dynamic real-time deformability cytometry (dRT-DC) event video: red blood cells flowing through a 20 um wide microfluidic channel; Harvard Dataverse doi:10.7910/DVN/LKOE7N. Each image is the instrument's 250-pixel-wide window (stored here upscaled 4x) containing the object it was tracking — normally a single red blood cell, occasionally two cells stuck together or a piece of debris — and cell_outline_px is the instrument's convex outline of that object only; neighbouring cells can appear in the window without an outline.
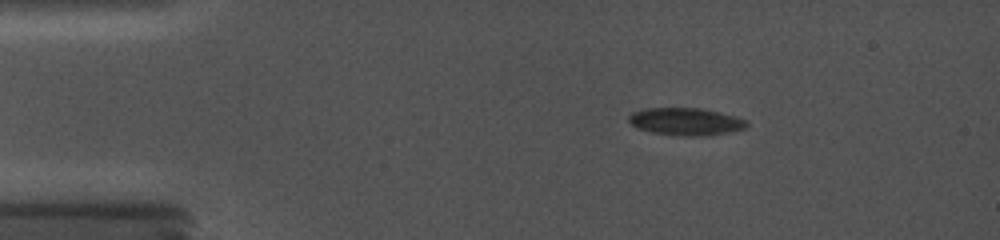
{"species": "common noctule bat (a hibernating species)", "species_latin": "Nyctalus noctula", "temperature_condition": "cold", "stored_images_in_passage": 9, "camera_frame_rate_fps": 5000, "um_per_image_px": 0.085, "animal": {"sex": "female", "body_mass_g": 19.0, "forearm_length_mm": 56.7}, "frame": {"image": 1, "passage_image": 3, "time_ms": 2.0, "image_size_px": [1000, 240], "cell_outline_px": [[748, 128], [708, 136], [684, 136], [652, 132], [636, 128], [628, 120], [628, 116], [632, 112], [644, 108], [700, 108], [720, 112], [736, 116], [748, 120]], "centroid_in_image_um": [58.32, 10.33], "position_along_channel_um": 26.7, "area_um2": 19.07}}
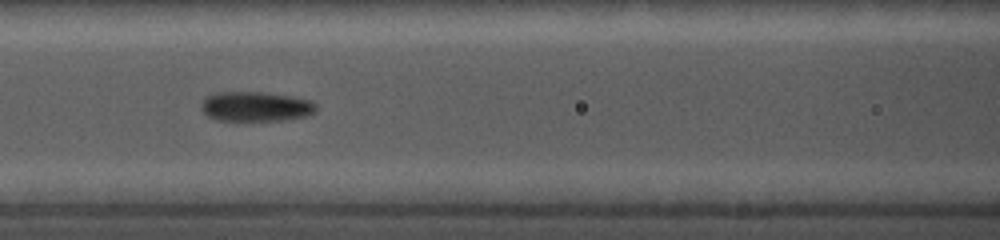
{"frame": {"image": 2, "passage_image": 8, "time_ms": 6.8, "image_size_px": [1000, 240], "cell_outline_px": [[316, 112], [308, 116], [284, 120], [236, 124], [216, 120], [208, 116], [200, 108], [204, 100], [208, 96], [216, 92], [260, 92], [292, 96], [312, 100], [316, 104]], "centroid_in_image_um": [21.74, 9.11], "position_along_channel_um": 144.9, "area_um2": 20.92}}
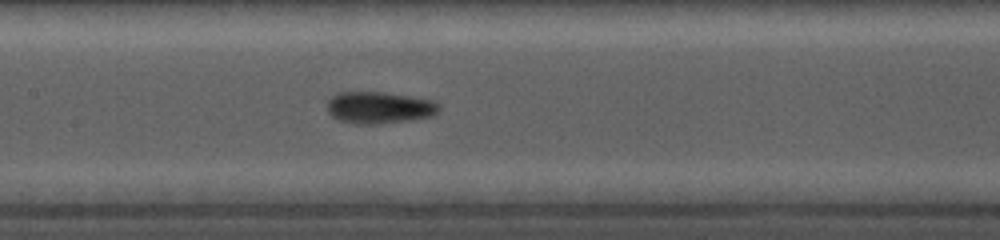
{"frame": {"image": 3, "passage_image": 9, "time_ms": 7.6, "image_size_px": [1000, 240], "cell_outline_px": [[440, 108], [432, 116], [412, 120], [380, 124], [352, 124], [340, 120], [332, 116], [328, 112], [328, 100], [336, 92], [384, 92], [432, 100], [440, 104]], "centroid_in_image_um": [32.23, 9.15], "position_along_channel_um": 175.2, "area_um2": 20.87}}